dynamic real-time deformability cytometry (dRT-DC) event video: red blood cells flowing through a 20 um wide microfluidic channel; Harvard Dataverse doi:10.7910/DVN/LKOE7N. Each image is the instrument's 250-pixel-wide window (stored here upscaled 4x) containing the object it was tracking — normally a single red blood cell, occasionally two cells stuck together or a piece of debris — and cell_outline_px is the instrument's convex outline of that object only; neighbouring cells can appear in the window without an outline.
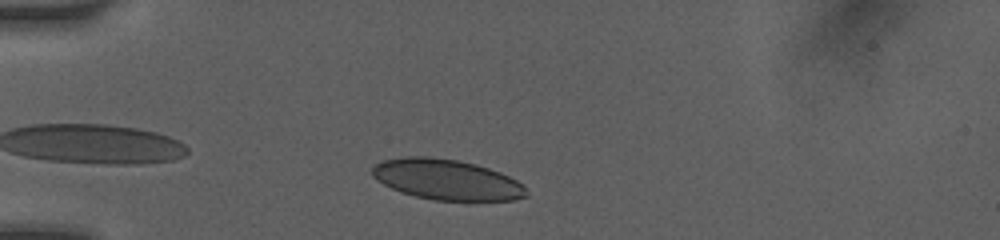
{"species": "human", "species_latin": "Homo sapiens", "temperature_condition": "room temperature", "stored_images_in_passage": 56, "camera_frame_rate_fps": 3000, "um_per_image_px": 0.085, "donor": {"sex": "female"}, "frame": {"image": 1, "passage_image": 6, "time_ms": 1.0, "image_size_px": [1000, 240], "cell_outline_px": [[528, 196], [512, 200], [432, 200], [400, 192], [376, 180], [372, 176], [372, 168], [376, 164], [384, 160], [404, 156], [428, 156], [456, 160], [476, 164], [500, 172], [516, 180], [528, 192]], "centroid_in_image_um": [37.94, 15.26], "position_along_channel_um": 47.1, "area_um2": 36.18}}
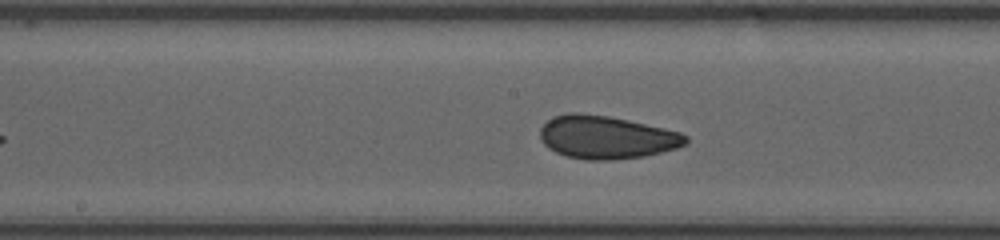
{"frame": {"image": 2, "passage_image": 29, "time_ms": 5.333, "image_size_px": [1000, 240], "cell_outline_px": [[688, 144], [676, 148], [644, 156], [612, 160], [584, 160], [568, 156], [556, 152], [548, 148], [540, 140], [540, 128], [552, 116], [568, 112], [576, 112], [608, 116], [628, 120], [664, 128], [680, 132], [688, 136]], "centroid_in_image_um": [51.53, 11.66], "position_along_channel_um": 196.7, "area_um2": 36.65}}
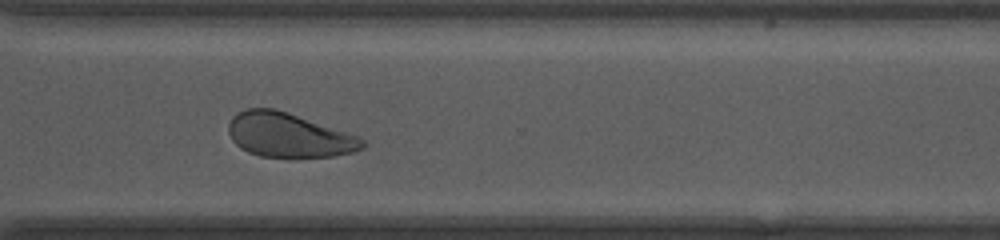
{"frame": {"image": 3, "passage_image": 45, "time_ms": 9.0, "image_size_px": [1000, 240], "cell_outline_px": [[368, 144], [364, 148], [352, 152], [332, 156], [288, 160], [260, 156], [248, 152], [240, 148], [232, 140], [228, 132], [228, 124], [232, 116], [248, 108], [276, 108], [360, 136]], "centroid_in_image_um": [24.57, 11.52], "position_along_channel_um": 346.0, "area_um2": 35.55}, "authors_computed_cell_mechanics": {"area_um2": 36.4718, "velocity_mm_per_s": 4.0901, "shape_relaxation_time_tau1_ms": 3.9473, "shape_relaxation_time_tau2_ms": 1.2223, "deformation_change_tau1": 0.0851, "deformation_change_tau2": 0.0559}}